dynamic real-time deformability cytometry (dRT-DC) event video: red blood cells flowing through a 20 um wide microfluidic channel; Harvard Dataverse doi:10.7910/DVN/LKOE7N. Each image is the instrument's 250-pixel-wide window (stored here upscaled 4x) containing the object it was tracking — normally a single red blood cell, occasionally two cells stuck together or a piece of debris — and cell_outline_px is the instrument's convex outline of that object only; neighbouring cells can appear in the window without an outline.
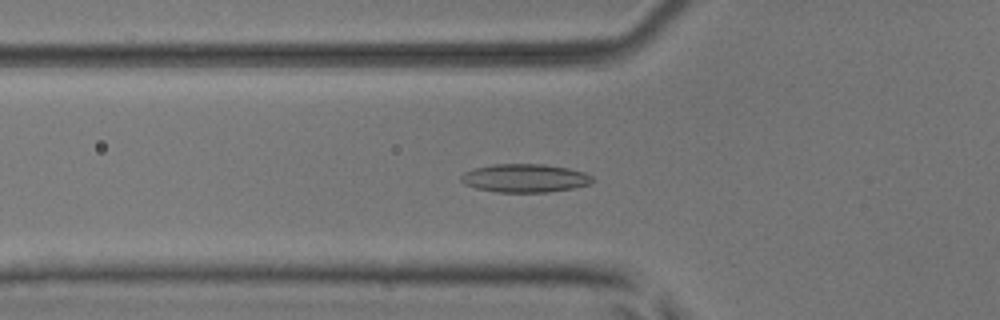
{"species": "common noctule bat (a hibernating species)", "species_latin": "Nyctalus noctula", "temperature_condition": "room temperature", "stored_images_in_passage": 21, "camera_frame_rate_fps": 3000, "um_per_image_px": 0.085, "animal": {"sex": "male", "body_mass_g": 17.9, "forearm_length_mm": 54.2}, "frame": {"image": 1, "passage_image": 18, "time_ms": 5.667, "image_size_px": [1000, 320], "cell_outline_px": [[592, 184], [572, 188], [544, 192], [500, 192], [476, 188], [464, 184], [460, 180], [460, 176], [464, 172], [472, 168], [492, 164], [544, 164], [568, 168], [584, 172], [592, 176]], "centroid_in_image_um": [44.58, 15.13], "position_along_channel_um": 81.2, "area_um2": 21.73}}
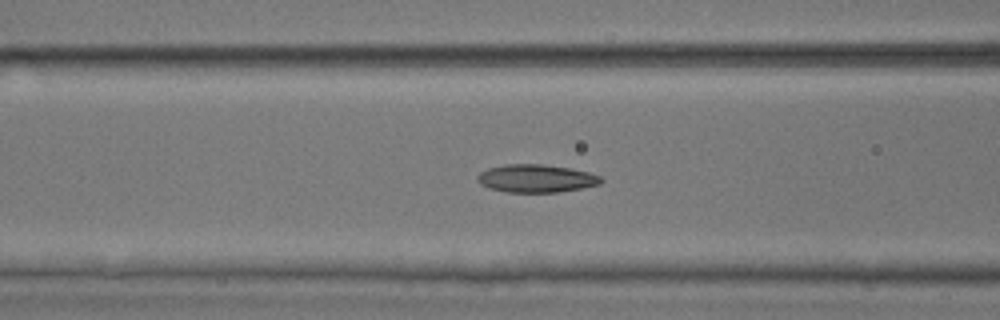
{"frame": {"image": 2, "passage_image": 21, "time_ms": 6.667, "image_size_px": [1000, 320], "cell_outline_px": [[604, 180], [600, 184], [580, 188], [556, 192], [504, 192], [488, 188], [480, 184], [476, 180], [476, 176], [480, 172], [488, 168], [504, 164], [544, 164], [572, 168], [588, 172], [600, 176]], "centroid_in_image_um": [45.54, 15.16], "position_along_channel_um": 121.1, "area_um2": 20.29}}